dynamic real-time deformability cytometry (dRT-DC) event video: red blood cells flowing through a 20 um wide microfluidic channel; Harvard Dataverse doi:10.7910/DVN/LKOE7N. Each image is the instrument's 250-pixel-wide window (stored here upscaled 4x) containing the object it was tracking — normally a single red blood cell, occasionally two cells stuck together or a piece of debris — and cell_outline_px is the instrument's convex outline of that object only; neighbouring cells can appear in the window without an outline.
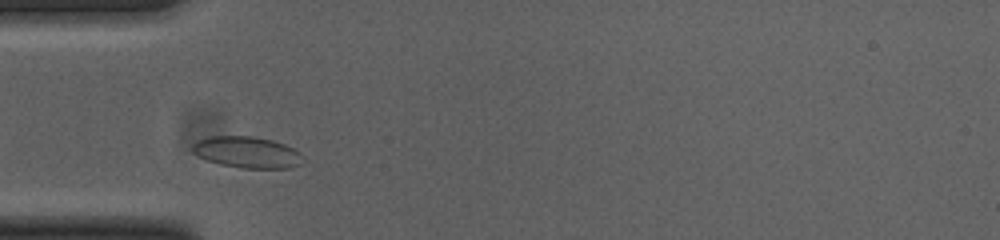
{"species": "common noctule bat (a hibernating species)", "species_latin": "Nyctalus noctula", "temperature_condition": "cold", "stored_images_in_passage": 28, "camera_frame_rate_fps": 3000, "um_per_image_px": 0.085, "animal": {"sex": "female", "body_mass_g": 23.0, "forearm_length_mm": 53.4}, "frame": {"image": 1, "passage_image": 1, "time_ms": 0.0, "image_size_px": [1000, 240], "cell_outline_px": [[304, 164], [288, 168], [244, 168], [220, 164], [208, 160], [192, 152], [192, 144], [196, 140], [208, 136], [252, 136], [272, 140], [284, 144], [300, 152]], "centroid_in_image_um": [21.0, 12.93], "position_along_channel_um": 64.0, "area_um2": 20.23}}
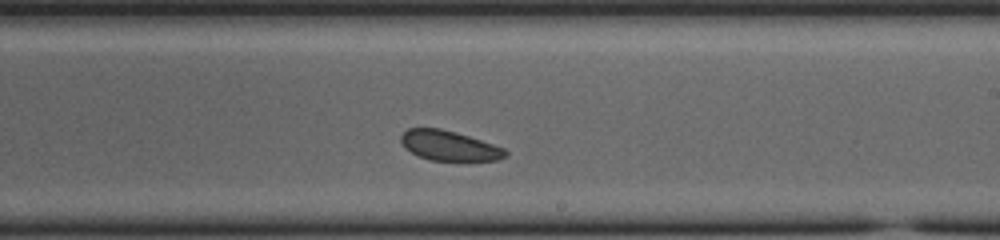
{"frame": {"image": 2, "passage_image": 16, "time_ms": 5.0, "image_size_px": [1000, 240], "cell_outline_px": [[508, 156], [500, 160], [428, 160], [404, 148], [400, 140], [400, 136], [408, 128], [440, 128], [456, 132], [504, 148], [508, 152]], "centroid_in_image_um": [38.17, 12.38], "position_along_channel_um": 250.8, "area_um2": 18.09}}
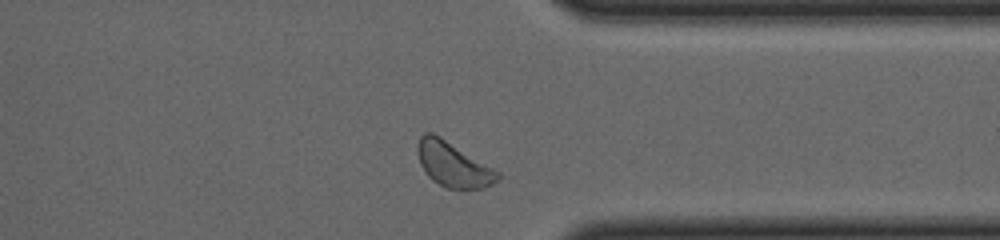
{"frame": {"image": 3, "passage_image": 26, "time_ms": 8.333, "image_size_px": [1000, 240], "cell_outline_px": [[500, 176], [492, 184], [484, 188], [444, 188], [432, 180], [428, 176], [420, 164], [416, 152], [416, 144], [420, 136], [424, 132], [432, 132], [440, 136], [500, 172]], "centroid_in_image_um": [38.47, 13.96], "position_along_channel_um": 372.9, "area_um2": 20.92}, "authors_computed_cell_mechanics": {"area_um2": 19.2185, "velocity_mm_per_s": 3.7581, "shape_relaxation_time_tau1_ms": null, "shape_relaxation_time_tau2_ms": 1.0661, "deformation_change_tau1": null, "deformation_change_tau2": 0.06}}